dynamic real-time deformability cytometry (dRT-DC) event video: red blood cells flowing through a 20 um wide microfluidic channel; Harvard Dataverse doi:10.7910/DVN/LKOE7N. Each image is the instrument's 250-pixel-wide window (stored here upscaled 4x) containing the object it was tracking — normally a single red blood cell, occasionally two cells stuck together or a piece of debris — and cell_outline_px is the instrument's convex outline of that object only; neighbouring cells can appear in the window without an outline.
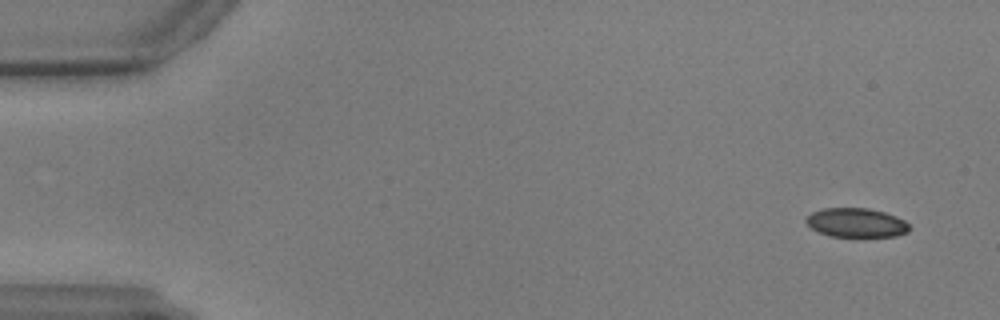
{"species": "common noctule bat (a hibernating species)", "species_latin": "Nyctalus noctula", "temperature_condition": "warm", "stored_images_in_passage": 59, "camera_frame_rate_fps": 3000, "um_per_image_px": 0.085, "animal": {"sex": "male", "body_mass_g": 17.9, "forearm_length_mm": 54.2}, "frame": {"image": 1, "passage_image": 4, "time_ms": 1.0, "image_size_px": [1000, 320], "cell_outline_px": [[912, 228], [908, 232], [896, 236], [856, 240], [832, 236], [820, 232], [812, 228], [804, 220], [812, 212], [824, 208], [868, 208], [884, 212], [896, 216], [904, 220]], "centroid_in_image_um": [72.84, 18.98], "position_along_channel_um": 12.2, "area_um2": 18.32}}
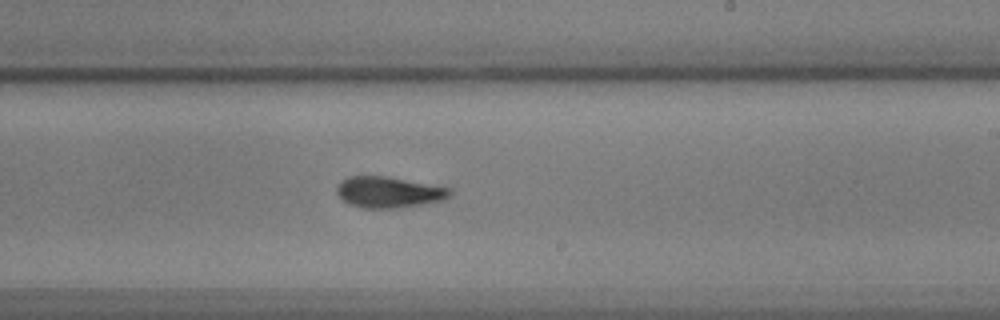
{"frame": {"image": 2, "passage_image": 36, "time_ms": 11.667, "image_size_px": [1000, 320], "cell_outline_px": [[452, 196], [444, 200], [400, 208], [360, 208], [348, 204], [336, 192], [336, 188], [348, 176], [384, 176], [452, 188]], "centroid_in_image_um": [33.08, 16.35], "position_along_channel_um": 255.9, "area_um2": 20.46}}
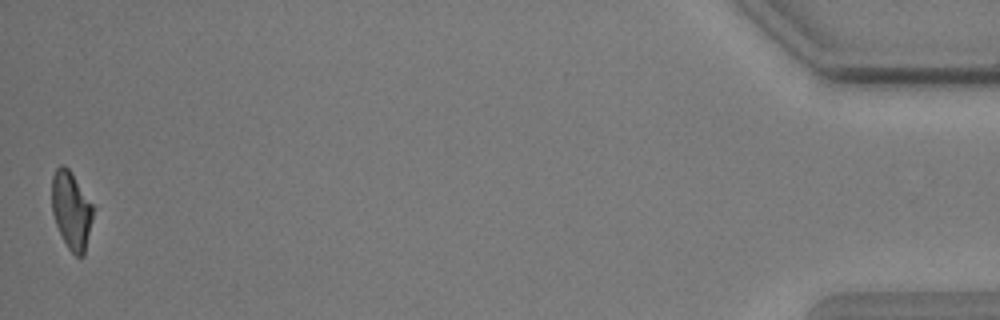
{"frame": {"image": 3, "passage_image": 59, "time_ms": 19.333, "image_size_px": [1000, 320], "cell_outline_px": [[92, 220], [84, 256], [76, 256], [68, 248], [56, 224], [52, 212], [52, 176], [56, 168], [60, 164], [64, 164], [72, 172], [92, 204]], "centroid_in_image_um": [6.05, 17.84], "position_along_channel_um": 429.1, "area_um2": 18.5}}